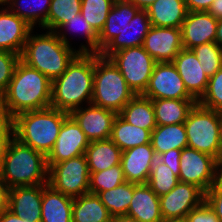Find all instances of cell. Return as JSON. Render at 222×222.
I'll return each mask as SVG.
<instances>
[{"instance_id":"46","label":"cell","mask_w":222,"mask_h":222,"mask_svg":"<svg viewBox=\"0 0 222 222\" xmlns=\"http://www.w3.org/2000/svg\"><path fill=\"white\" fill-rule=\"evenodd\" d=\"M10 188L0 178V215L9 209Z\"/></svg>"},{"instance_id":"30","label":"cell","mask_w":222,"mask_h":222,"mask_svg":"<svg viewBox=\"0 0 222 222\" xmlns=\"http://www.w3.org/2000/svg\"><path fill=\"white\" fill-rule=\"evenodd\" d=\"M151 144L157 157L171 149L187 147L184 123L157 125L151 132Z\"/></svg>"},{"instance_id":"31","label":"cell","mask_w":222,"mask_h":222,"mask_svg":"<svg viewBox=\"0 0 222 222\" xmlns=\"http://www.w3.org/2000/svg\"><path fill=\"white\" fill-rule=\"evenodd\" d=\"M110 139L123 152L130 148L150 143L151 131L134 126L117 114L112 125Z\"/></svg>"},{"instance_id":"6","label":"cell","mask_w":222,"mask_h":222,"mask_svg":"<svg viewBox=\"0 0 222 222\" xmlns=\"http://www.w3.org/2000/svg\"><path fill=\"white\" fill-rule=\"evenodd\" d=\"M135 96L113 62L94 53L93 105L115 111L117 114Z\"/></svg>"},{"instance_id":"32","label":"cell","mask_w":222,"mask_h":222,"mask_svg":"<svg viewBox=\"0 0 222 222\" xmlns=\"http://www.w3.org/2000/svg\"><path fill=\"white\" fill-rule=\"evenodd\" d=\"M133 190L134 183L125 181L113 189L100 192L98 196L113 217L127 215Z\"/></svg>"},{"instance_id":"5","label":"cell","mask_w":222,"mask_h":222,"mask_svg":"<svg viewBox=\"0 0 222 222\" xmlns=\"http://www.w3.org/2000/svg\"><path fill=\"white\" fill-rule=\"evenodd\" d=\"M59 32L47 31L46 34L32 35L31 31L20 56L24 63L51 81L59 77L79 53L70 47L66 35Z\"/></svg>"},{"instance_id":"27","label":"cell","mask_w":222,"mask_h":222,"mask_svg":"<svg viewBox=\"0 0 222 222\" xmlns=\"http://www.w3.org/2000/svg\"><path fill=\"white\" fill-rule=\"evenodd\" d=\"M196 103L195 99H152L156 124L184 123Z\"/></svg>"},{"instance_id":"40","label":"cell","mask_w":222,"mask_h":222,"mask_svg":"<svg viewBox=\"0 0 222 222\" xmlns=\"http://www.w3.org/2000/svg\"><path fill=\"white\" fill-rule=\"evenodd\" d=\"M198 103L222 113V68L209 78L206 92Z\"/></svg>"},{"instance_id":"52","label":"cell","mask_w":222,"mask_h":222,"mask_svg":"<svg viewBox=\"0 0 222 222\" xmlns=\"http://www.w3.org/2000/svg\"><path fill=\"white\" fill-rule=\"evenodd\" d=\"M161 222H187L186 218L173 217V218H163Z\"/></svg>"},{"instance_id":"21","label":"cell","mask_w":222,"mask_h":222,"mask_svg":"<svg viewBox=\"0 0 222 222\" xmlns=\"http://www.w3.org/2000/svg\"><path fill=\"white\" fill-rule=\"evenodd\" d=\"M151 27L146 10H139L130 23L114 37L101 51L102 57L108 58L111 54L129 47L143 46L145 36Z\"/></svg>"},{"instance_id":"24","label":"cell","mask_w":222,"mask_h":222,"mask_svg":"<svg viewBox=\"0 0 222 222\" xmlns=\"http://www.w3.org/2000/svg\"><path fill=\"white\" fill-rule=\"evenodd\" d=\"M151 26L181 28L188 10L184 0H157L147 9Z\"/></svg>"},{"instance_id":"45","label":"cell","mask_w":222,"mask_h":222,"mask_svg":"<svg viewBox=\"0 0 222 222\" xmlns=\"http://www.w3.org/2000/svg\"><path fill=\"white\" fill-rule=\"evenodd\" d=\"M188 11H207L214 0H184Z\"/></svg>"},{"instance_id":"28","label":"cell","mask_w":222,"mask_h":222,"mask_svg":"<svg viewBox=\"0 0 222 222\" xmlns=\"http://www.w3.org/2000/svg\"><path fill=\"white\" fill-rule=\"evenodd\" d=\"M112 218L97 194L88 192L73 200L72 222H112Z\"/></svg>"},{"instance_id":"14","label":"cell","mask_w":222,"mask_h":222,"mask_svg":"<svg viewBox=\"0 0 222 222\" xmlns=\"http://www.w3.org/2000/svg\"><path fill=\"white\" fill-rule=\"evenodd\" d=\"M143 47L157 63L172 62L184 48L181 28L151 26Z\"/></svg>"},{"instance_id":"10","label":"cell","mask_w":222,"mask_h":222,"mask_svg":"<svg viewBox=\"0 0 222 222\" xmlns=\"http://www.w3.org/2000/svg\"><path fill=\"white\" fill-rule=\"evenodd\" d=\"M179 167V181L194 184L205 193L218 175L217 160L214 157L188 146L181 150Z\"/></svg>"},{"instance_id":"51","label":"cell","mask_w":222,"mask_h":222,"mask_svg":"<svg viewBox=\"0 0 222 222\" xmlns=\"http://www.w3.org/2000/svg\"><path fill=\"white\" fill-rule=\"evenodd\" d=\"M112 222H138V221L128 215H117L112 218Z\"/></svg>"},{"instance_id":"3","label":"cell","mask_w":222,"mask_h":222,"mask_svg":"<svg viewBox=\"0 0 222 222\" xmlns=\"http://www.w3.org/2000/svg\"><path fill=\"white\" fill-rule=\"evenodd\" d=\"M94 83V53H78L66 70L52 81L50 107L71 113L82 102L91 104Z\"/></svg>"},{"instance_id":"37","label":"cell","mask_w":222,"mask_h":222,"mask_svg":"<svg viewBox=\"0 0 222 222\" xmlns=\"http://www.w3.org/2000/svg\"><path fill=\"white\" fill-rule=\"evenodd\" d=\"M125 181L121 164L93 172L90 173L89 193L98 195L100 192L113 189Z\"/></svg>"},{"instance_id":"38","label":"cell","mask_w":222,"mask_h":222,"mask_svg":"<svg viewBox=\"0 0 222 222\" xmlns=\"http://www.w3.org/2000/svg\"><path fill=\"white\" fill-rule=\"evenodd\" d=\"M191 50L209 78L222 68V48L216 42L201 44Z\"/></svg>"},{"instance_id":"43","label":"cell","mask_w":222,"mask_h":222,"mask_svg":"<svg viewBox=\"0 0 222 222\" xmlns=\"http://www.w3.org/2000/svg\"><path fill=\"white\" fill-rule=\"evenodd\" d=\"M186 220L187 222H221L206 200L193 208L186 216Z\"/></svg>"},{"instance_id":"11","label":"cell","mask_w":222,"mask_h":222,"mask_svg":"<svg viewBox=\"0 0 222 222\" xmlns=\"http://www.w3.org/2000/svg\"><path fill=\"white\" fill-rule=\"evenodd\" d=\"M150 99H194L186 90L172 62L156 63L142 94Z\"/></svg>"},{"instance_id":"35","label":"cell","mask_w":222,"mask_h":222,"mask_svg":"<svg viewBox=\"0 0 222 222\" xmlns=\"http://www.w3.org/2000/svg\"><path fill=\"white\" fill-rule=\"evenodd\" d=\"M179 182L172 170L158 158L155 160L147 185L158 197L168 194Z\"/></svg>"},{"instance_id":"2","label":"cell","mask_w":222,"mask_h":222,"mask_svg":"<svg viewBox=\"0 0 222 222\" xmlns=\"http://www.w3.org/2000/svg\"><path fill=\"white\" fill-rule=\"evenodd\" d=\"M48 171L45 155L0 127V178L9 188L48 184Z\"/></svg>"},{"instance_id":"36","label":"cell","mask_w":222,"mask_h":222,"mask_svg":"<svg viewBox=\"0 0 222 222\" xmlns=\"http://www.w3.org/2000/svg\"><path fill=\"white\" fill-rule=\"evenodd\" d=\"M115 0H81V15L99 34Z\"/></svg>"},{"instance_id":"29","label":"cell","mask_w":222,"mask_h":222,"mask_svg":"<svg viewBox=\"0 0 222 222\" xmlns=\"http://www.w3.org/2000/svg\"><path fill=\"white\" fill-rule=\"evenodd\" d=\"M128 123L151 132L157 126L152 99L135 95L118 113Z\"/></svg>"},{"instance_id":"1","label":"cell","mask_w":222,"mask_h":222,"mask_svg":"<svg viewBox=\"0 0 222 222\" xmlns=\"http://www.w3.org/2000/svg\"><path fill=\"white\" fill-rule=\"evenodd\" d=\"M51 98L52 81L20 59L6 91L0 96V127L20 113L50 107Z\"/></svg>"},{"instance_id":"34","label":"cell","mask_w":222,"mask_h":222,"mask_svg":"<svg viewBox=\"0 0 222 222\" xmlns=\"http://www.w3.org/2000/svg\"><path fill=\"white\" fill-rule=\"evenodd\" d=\"M81 0H51L46 29L57 32L69 19L80 13Z\"/></svg>"},{"instance_id":"12","label":"cell","mask_w":222,"mask_h":222,"mask_svg":"<svg viewBox=\"0 0 222 222\" xmlns=\"http://www.w3.org/2000/svg\"><path fill=\"white\" fill-rule=\"evenodd\" d=\"M90 141L78 123L69 114L63 122L57 140L48 154L47 165H54L84 155Z\"/></svg>"},{"instance_id":"15","label":"cell","mask_w":222,"mask_h":222,"mask_svg":"<svg viewBox=\"0 0 222 222\" xmlns=\"http://www.w3.org/2000/svg\"><path fill=\"white\" fill-rule=\"evenodd\" d=\"M70 115L85 133L86 138L92 142L111 137L112 125L117 113L91 103L87 108L80 107L73 110Z\"/></svg>"},{"instance_id":"26","label":"cell","mask_w":222,"mask_h":222,"mask_svg":"<svg viewBox=\"0 0 222 222\" xmlns=\"http://www.w3.org/2000/svg\"><path fill=\"white\" fill-rule=\"evenodd\" d=\"M121 154V149L110 138L90 142L84 153L90 173L119 165Z\"/></svg>"},{"instance_id":"4","label":"cell","mask_w":222,"mask_h":222,"mask_svg":"<svg viewBox=\"0 0 222 222\" xmlns=\"http://www.w3.org/2000/svg\"><path fill=\"white\" fill-rule=\"evenodd\" d=\"M68 115L53 107L27 111L14 117L5 128L21 143L47 157Z\"/></svg>"},{"instance_id":"18","label":"cell","mask_w":222,"mask_h":222,"mask_svg":"<svg viewBox=\"0 0 222 222\" xmlns=\"http://www.w3.org/2000/svg\"><path fill=\"white\" fill-rule=\"evenodd\" d=\"M188 93L198 102L205 94L209 77L191 49L183 48L172 61Z\"/></svg>"},{"instance_id":"39","label":"cell","mask_w":222,"mask_h":222,"mask_svg":"<svg viewBox=\"0 0 222 222\" xmlns=\"http://www.w3.org/2000/svg\"><path fill=\"white\" fill-rule=\"evenodd\" d=\"M64 28L72 29L74 31L80 30L84 33V36L86 37L88 43L87 46L81 45V48L77 50L79 53H95L98 54V38L99 34L93 29V27L86 21V19L81 15V13H78L75 15L72 19H69L66 23H64L60 30Z\"/></svg>"},{"instance_id":"20","label":"cell","mask_w":222,"mask_h":222,"mask_svg":"<svg viewBox=\"0 0 222 222\" xmlns=\"http://www.w3.org/2000/svg\"><path fill=\"white\" fill-rule=\"evenodd\" d=\"M26 21L8 8L0 11V50L21 56L25 42L33 30Z\"/></svg>"},{"instance_id":"25","label":"cell","mask_w":222,"mask_h":222,"mask_svg":"<svg viewBox=\"0 0 222 222\" xmlns=\"http://www.w3.org/2000/svg\"><path fill=\"white\" fill-rule=\"evenodd\" d=\"M73 200L47 184L43 188L41 222H72Z\"/></svg>"},{"instance_id":"19","label":"cell","mask_w":222,"mask_h":222,"mask_svg":"<svg viewBox=\"0 0 222 222\" xmlns=\"http://www.w3.org/2000/svg\"><path fill=\"white\" fill-rule=\"evenodd\" d=\"M46 185L10 188L9 210L25 222H41L42 195Z\"/></svg>"},{"instance_id":"13","label":"cell","mask_w":222,"mask_h":222,"mask_svg":"<svg viewBox=\"0 0 222 222\" xmlns=\"http://www.w3.org/2000/svg\"><path fill=\"white\" fill-rule=\"evenodd\" d=\"M162 218H186L188 213L205 200V192L198 186L181 182L159 197Z\"/></svg>"},{"instance_id":"54","label":"cell","mask_w":222,"mask_h":222,"mask_svg":"<svg viewBox=\"0 0 222 222\" xmlns=\"http://www.w3.org/2000/svg\"><path fill=\"white\" fill-rule=\"evenodd\" d=\"M10 1L11 0H0V5H2V4H8L9 5V3H10Z\"/></svg>"},{"instance_id":"9","label":"cell","mask_w":222,"mask_h":222,"mask_svg":"<svg viewBox=\"0 0 222 222\" xmlns=\"http://www.w3.org/2000/svg\"><path fill=\"white\" fill-rule=\"evenodd\" d=\"M48 185L76 198L89 192L90 172L85 155L48 165Z\"/></svg>"},{"instance_id":"49","label":"cell","mask_w":222,"mask_h":222,"mask_svg":"<svg viewBox=\"0 0 222 222\" xmlns=\"http://www.w3.org/2000/svg\"><path fill=\"white\" fill-rule=\"evenodd\" d=\"M134 6L138 7L141 10L147 9L151 4L156 2L157 0H125Z\"/></svg>"},{"instance_id":"33","label":"cell","mask_w":222,"mask_h":222,"mask_svg":"<svg viewBox=\"0 0 222 222\" xmlns=\"http://www.w3.org/2000/svg\"><path fill=\"white\" fill-rule=\"evenodd\" d=\"M18 1L19 0H11L9 3L10 8L8 7V9L11 12L15 13L17 16H19L20 18H22L24 21H26L32 28L34 27L35 24L39 22L38 25L39 26L41 25V27H43L45 30L46 19L48 16L51 0H39V2L37 1V3L34 0L35 2L33 3L35 4H31V2H27L26 0H24L25 1L24 3H27V4H24L21 1V4L23 5H21L20 2ZM21 6L23 10L21 9Z\"/></svg>"},{"instance_id":"44","label":"cell","mask_w":222,"mask_h":222,"mask_svg":"<svg viewBox=\"0 0 222 222\" xmlns=\"http://www.w3.org/2000/svg\"><path fill=\"white\" fill-rule=\"evenodd\" d=\"M180 156H181V149H171L157 158L161 160L164 164H166L172 172L179 178L180 175Z\"/></svg>"},{"instance_id":"47","label":"cell","mask_w":222,"mask_h":222,"mask_svg":"<svg viewBox=\"0 0 222 222\" xmlns=\"http://www.w3.org/2000/svg\"><path fill=\"white\" fill-rule=\"evenodd\" d=\"M207 12L217 20L222 19V0H214Z\"/></svg>"},{"instance_id":"7","label":"cell","mask_w":222,"mask_h":222,"mask_svg":"<svg viewBox=\"0 0 222 222\" xmlns=\"http://www.w3.org/2000/svg\"><path fill=\"white\" fill-rule=\"evenodd\" d=\"M187 146L218 160L222 149V113L198 102L184 122Z\"/></svg>"},{"instance_id":"17","label":"cell","mask_w":222,"mask_h":222,"mask_svg":"<svg viewBox=\"0 0 222 222\" xmlns=\"http://www.w3.org/2000/svg\"><path fill=\"white\" fill-rule=\"evenodd\" d=\"M156 159L151 142L123 151L120 164L126 181L147 184Z\"/></svg>"},{"instance_id":"41","label":"cell","mask_w":222,"mask_h":222,"mask_svg":"<svg viewBox=\"0 0 222 222\" xmlns=\"http://www.w3.org/2000/svg\"><path fill=\"white\" fill-rule=\"evenodd\" d=\"M20 55L0 50V96L6 91Z\"/></svg>"},{"instance_id":"50","label":"cell","mask_w":222,"mask_h":222,"mask_svg":"<svg viewBox=\"0 0 222 222\" xmlns=\"http://www.w3.org/2000/svg\"><path fill=\"white\" fill-rule=\"evenodd\" d=\"M215 42L222 48V19L218 20Z\"/></svg>"},{"instance_id":"42","label":"cell","mask_w":222,"mask_h":222,"mask_svg":"<svg viewBox=\"0 0 222 222\" xmlns=\"http://www.w3.org/2000/svg\"><path fill=\"white\" fill-rule=\"evenodd\" d=\"M205 200L215 211L216 216L222 222V175L218 174L216 181L205 193Z\"/></svg>"},{"instance_id":"22","label":"cell","mask_w":222,"mask_h":222,"mask_svg":"<svg viewBox=\"0 0 222 222\" xmlns=\"http://www.w3.org/2000/svg\"><path fill=\"white\" fill-rule=\"evenodd\" d=\"M127 215L138 222H161L160 200L147 184L134 183L133 196Z\"/></svg>"},{"instance_id":"53","label":"cell","mask_w":222,"mask_h":222,"mask_svg":"<svg viewBox=\"0 0 222 222\" xmlns=\"http://www.w3.org/2000/svg\"><path fill=\"white\" fill-rule=\"evenodd\" d=\"M217 167H218V174L222 175V149H221L220 156L217 160Z\"/></svg>"},{"instance_id":"48","label":"cell","mask_w":222,"mask_h":222,"mask_svg":"<svg viewBox=\"0 0 222 222\" xmlns=\"http://www.w3.org/2000/svg\"><path fill=\"white\" fill-rule=\"evenodd\" d=\"M0 222H25L24 219L19 218L12 211L7 209L2 215H0Z\"/></svg>"},{"instance_id":"8","label":"cell","mask_w":222,"mask_h":222,"mask_svg":"<svg viewBox=\"0 0 222 222\" xmlns=\"http://www.w3.org/2000/svg\"><path fill=\"white\" fill-rule=\"evenodd\" d=\"M108 58L119 69L135 95L145 92L157 62L143 46L121 49Z\"/></svg>"},{"instance_id":"16","label":"cell","mask_w":222,"mask_h":222,"mask_svg":"<svg viewBox=\"0 0 222 222\" xmlns=\"http://www.w3.org/2000/svg\"><path fill=\"white\" fill-rule=\"evenodd\" d=\"M218 20L207 11H188L182 23V43L185 49L215 42Z\"/></svg>"},{"instance_id":"23","label":"cell","mask_w":222,"mask_h":222,"mask_svg":"<svg viewBox=\"0 0 222 222\" xmlns=\"http://www.w3.org/2000/svg\"><path fill=\"white\" fill-rule=\"evenodd\" d=\"M139 10L138 7L125 0H115L99 33L98 54L114 37L123 31Z\"/></svg>"}]
</instances>
